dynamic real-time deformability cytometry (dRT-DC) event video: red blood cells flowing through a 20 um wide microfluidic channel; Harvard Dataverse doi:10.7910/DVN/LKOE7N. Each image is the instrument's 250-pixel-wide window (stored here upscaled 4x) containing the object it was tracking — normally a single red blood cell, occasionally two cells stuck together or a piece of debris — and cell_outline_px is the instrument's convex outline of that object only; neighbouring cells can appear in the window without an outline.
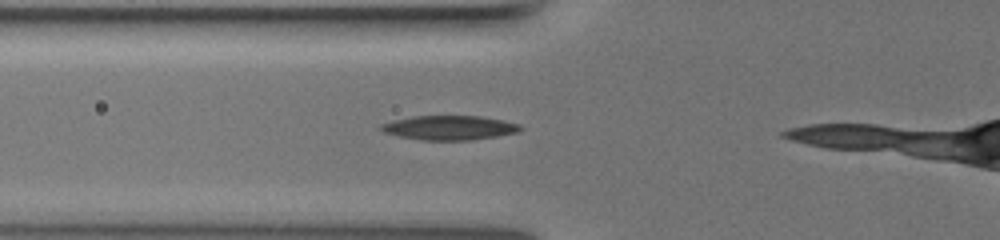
{"species": "common noctule bat (a hibernating species)", "species_latin": "Nyctalus noctula", "temperature_condition": "warm", "stored_images_in_passage": 9, "camera_frame_rate_fps": 3000, "um_per_image_px": 0.085, "animal": {"sex": "female", "body_mass_g": 19.5, "forearm_length_mm": 54.1}, "frame": {"image": 1, "passage_image": 2, "time_ms": 1.0, "image_size_px": [1000, 240], "cell_outline_px": [[524, 128], [516, 132], [496, 136], [468, 140], [420, 140], [400, 136], [384, 132], [380, 128], [380, 124], [412, 116], [480, 116], [504, 120], [520, 124]], "centroid_in_image_um": [38.22, 10.85], "position_along_channel_um": 87.6, "area_um2": 19.59}}
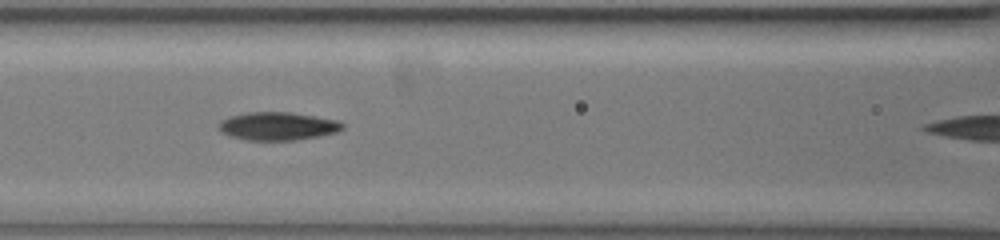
{"frame": {"image": 2, "passage_image": 4, "time_ms": 2.667, "image_size_px": [1000, 240], "cell_outline_px": [[344, 128], [336, 132], [320, 136], [296, 140], [244, 140], [220, 132], [216, 128], [216, 124], [220, 120], [228, 116], [248, 112], [288, 112], [336, 120], [344, 124]], "centroid_in_image_um": [23.53, 10.72], "position_along_channel_um": 143.1, "area_um2": 20.4}}